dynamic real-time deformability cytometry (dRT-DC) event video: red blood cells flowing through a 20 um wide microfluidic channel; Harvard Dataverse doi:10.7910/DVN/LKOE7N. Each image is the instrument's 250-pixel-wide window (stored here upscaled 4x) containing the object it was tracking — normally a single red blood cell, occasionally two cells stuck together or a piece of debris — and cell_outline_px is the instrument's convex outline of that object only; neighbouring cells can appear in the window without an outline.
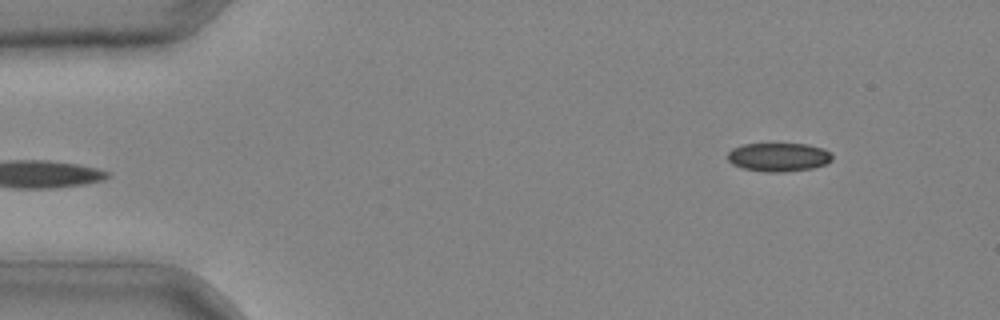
{"species": "common noctule bat (a hibernating species)", "species_latin": "Nyctalus noctula", "temperature_condition": "cold", "stored_images_in_passage": 4, "camera_frame_rate_fps": 3000, "um_per_image_px": 0.085, "animal": {"sex": "male", "body_mass_g": 20.4}, "frame": {"image": 1, "passage_image": 4, "time_ms": 1.0, "image_size_px": [1000, 320], "cell_outline_px": [[832, 160], [824, 164], [812, 168], [784, 172], [764, 172], [744, 168], [732, 164], [728, 160], [728, 152], [732, 148], [744, 144], [808, 144], [824, 148], [832, 152]], "centroid_in_image_um": [66.2, 13.35], "position_along_channel_um": 18.8, "area_um2": 17.51}}